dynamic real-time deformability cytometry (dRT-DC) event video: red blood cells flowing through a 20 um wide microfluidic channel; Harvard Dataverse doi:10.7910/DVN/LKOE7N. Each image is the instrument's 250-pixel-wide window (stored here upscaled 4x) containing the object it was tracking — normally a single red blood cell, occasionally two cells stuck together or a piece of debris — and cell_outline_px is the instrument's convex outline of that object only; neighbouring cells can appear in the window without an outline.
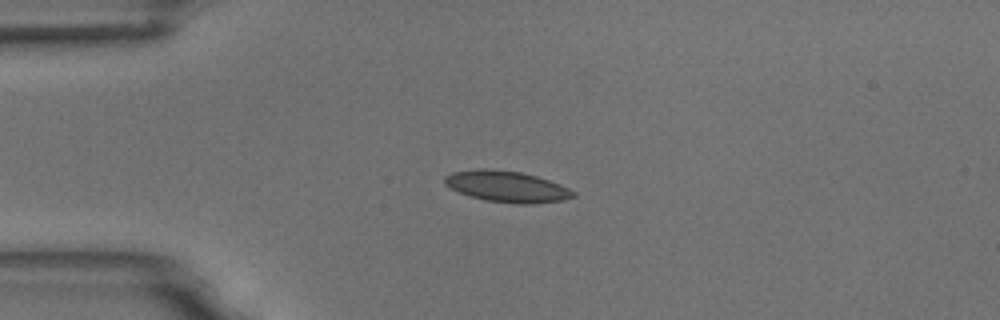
{"species": "common noctule bat (a hibernating species)", "species_latin": "Nyctalus noctula", "temperature_condition": "room temperature", "stored_images_in_passage": 2, "camera_frame_rate_fps": 3000, "um_per_image_px": 0.085, "animal": {"sex": "male", "body_mass_g": 18.8}, "frame": {"image": 1, "passage_image": 1, "time_ms": 0.0, "image_size_px": [1000, 320], "cell_outline_px": [[576, 196], [564, 200], [532, 204], [516, 204], [484, 200], [460, 192], [444, 184], [444, 176], [452, 172], [476, 168], [484, 168], [520, 172], [536, 176], [560, 184], [576, 192]], "centroid_in_image_um": [43.09, 15.85], "position_along_channel_um": 41.9, "area_um2": 23.35}}